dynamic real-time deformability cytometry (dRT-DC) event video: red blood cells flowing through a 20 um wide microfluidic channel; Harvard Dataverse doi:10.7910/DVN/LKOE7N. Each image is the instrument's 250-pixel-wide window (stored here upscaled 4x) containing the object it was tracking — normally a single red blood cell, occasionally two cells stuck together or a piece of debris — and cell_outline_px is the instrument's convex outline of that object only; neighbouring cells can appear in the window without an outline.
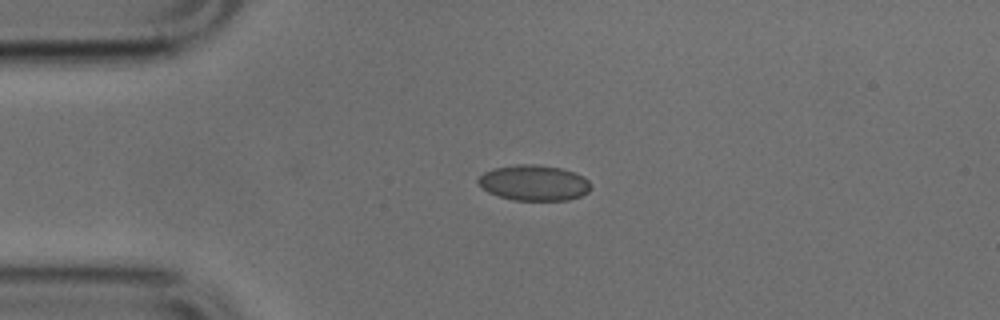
{"species": "common noctule bat (a hibernating species)", "species_latin": "Nyctalus noctula", "temperature_condition": "cold", "stored_images_in_passage": 36, "camera_frame_rate_fps": 3000, "um_per_image_px": 0.085, "animal": {"sex": "male", "body_mass_g": 17.9, "forearm_length_mm": 54.2}, "frame": {"image": 1, "passage_image": 2, "time_ms": 0.333, "image_size_px": [1000, 320], "cell_outline_px": [[592, 188], [588, 192], [580, 196], [568, 200], [512, 200], [488, 192], [476, 180], [484, 172], [492, 168], [516, 164], [536, 164], [560, 168], [584, 176], [588, 180]], "centroid_in_image_um": [45.39, 15.53], "position_along_channel_um": 39.6, "area_um2": 23.35}}
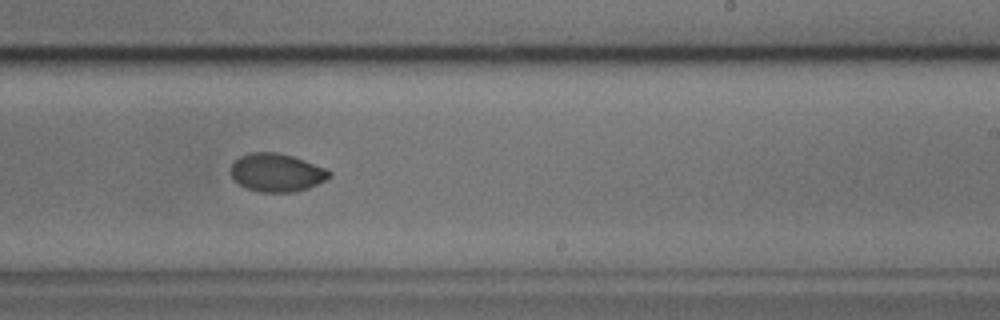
{"frame": {"image": 2, "passage_image": 21, "time_ms": 6.667, "image_size_px": [1000, 320], "cell_outline_px": [[332, 172], [324, 180], [308, 188], [292, 192], [260, 192], [248, 188], [232, 180], [232, 164], [240, 156], [252, 152], [276, 152], [292, 156], [304, 160], [324, 168]], "centroid_in_image_um": [23.49, 14.66], "position_along_channel_um": 265.5, "area_um2": 21.56}}
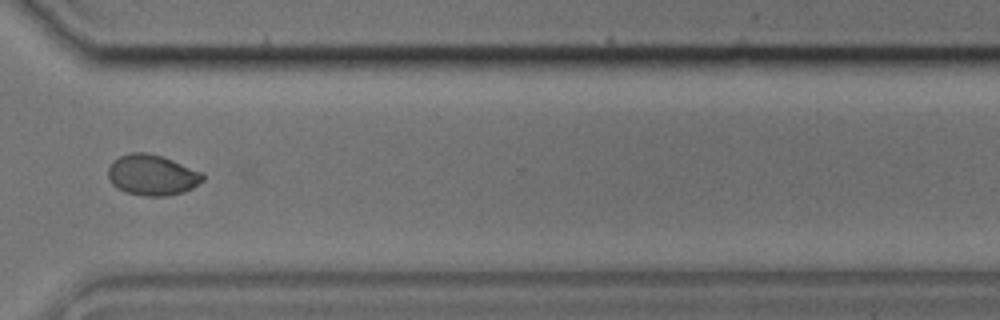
{"frame": {"image": 3, "passage_image": 28, "time_ms": 9.0, "image_size_px": [1000, 320], "cell_outline_px": [[204, 180], [192, 188], [184, 192], [168, 196], [144, 196], [128, 192], [116, 188], [112, 184], [108, 176], [108, 168], [112, 160], [120, 156], [132, 152], [148, 152], [172, 160], [204, 172]], "centroid_in_image_um": [12.94, 14.87], "position_along_channel_um": 357.7, "area_um2": 22.6}}